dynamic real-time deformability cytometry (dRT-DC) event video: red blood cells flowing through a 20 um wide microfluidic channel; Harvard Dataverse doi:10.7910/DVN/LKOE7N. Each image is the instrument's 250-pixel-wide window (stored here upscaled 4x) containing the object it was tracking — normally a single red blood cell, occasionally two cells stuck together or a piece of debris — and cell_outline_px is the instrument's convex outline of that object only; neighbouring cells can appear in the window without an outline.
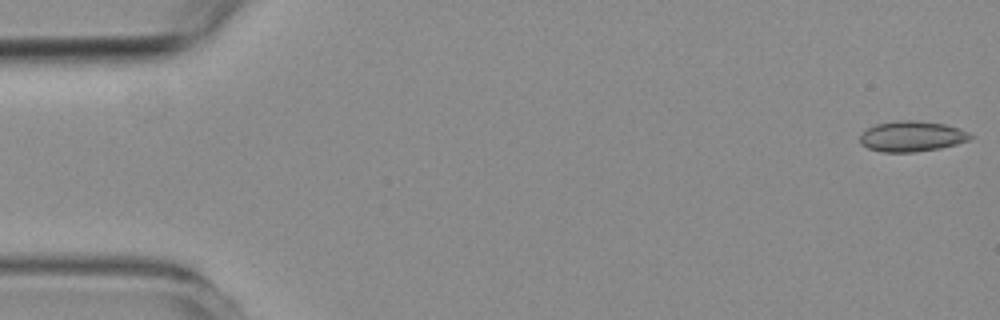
{"species": "common noctule bat (a hibernating species)", "species_latin": "Nyctalus noctula", "temperature_condition": "room temperature", "stored_images_in_passage": 8, "camera_frame_rate_fps": 3000, "um_per_image_px": 0.085, "animal": {"sex": "female", "body_mass_g": 19.3, "forearm_length_mm": 54.1}, "frame": {"image": 1, "passage_image": 1, "time_ms": 0.0, "image_size_px": [1000, 320], "cell_outline_px": [[976, 136], [968, 140], [956, 144], [940, 148], [912, 152], [884, 152], [868, 148], [860, 144], [860, 136], [868, 128], [876, 124], [896, 120], [916, 120], [944, 124], [960, 128]], "centroid_in_image_um": [77.52, 11.58], "position_along_channel_um": 7.5, "area_um2": 19.65}}